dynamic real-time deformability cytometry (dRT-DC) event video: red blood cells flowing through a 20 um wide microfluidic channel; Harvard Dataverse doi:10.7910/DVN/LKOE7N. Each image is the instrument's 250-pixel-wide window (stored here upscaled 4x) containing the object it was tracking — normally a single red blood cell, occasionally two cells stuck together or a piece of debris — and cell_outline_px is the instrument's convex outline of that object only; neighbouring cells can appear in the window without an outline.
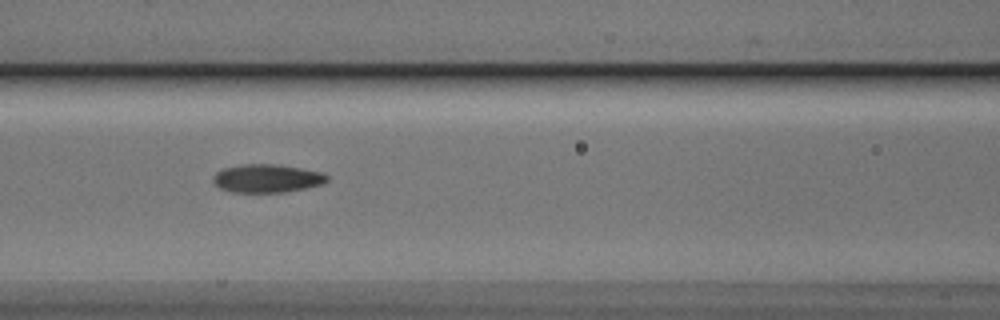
{"species": "Egyptian fruit bat (a non-hibernating species)", "species_latin": "Rousettus aegyptiacus", "temperature_condition": "cold", "stored_images_in_passage": 36, "camera_frame_rate_fps": 3000, "um_per_image_px": 0.085, "animal": {"sex": "male"}, "frame": {"image": 1, "passage_image": 8, "time_ms": 2.333, "image_size_px": [1000, 320], "cell_outline_px": [[328, 180], [324, 184], [308, 188], [284, 192], [232, 192], [220, 188], [212, 180], [216, 172], [224, 168], [244, 164], [272, 164], [300, 168], [320, 172], [328, 176]], "centroid_in_image_um": [22.71, 15.17], "position_along_channel_um": 143.9, "area_um2": 18.67}}
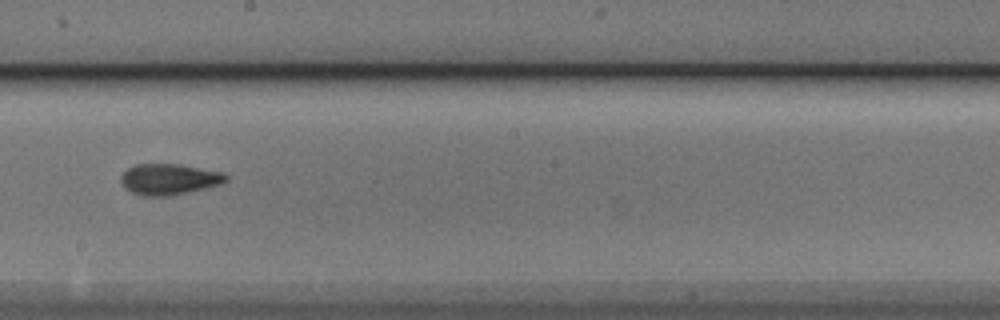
{"frame": {"image": 2, "passage_image": 15, "time_ms": 4.667, "image_size_px": [1000, 320], "cell_outline_px": [[228, 180], [220, 184], [188, 192], [168, 196], [140, 196], [124, 188], [120, 180], [120, 176], [128, 168], [136, 164], [180, 164], [224, 172], [228, 176]], "centroid_in_image_um": [14.36, 15.23], "position_along_channel_um": 233.8, "area_um2": 19.07}}
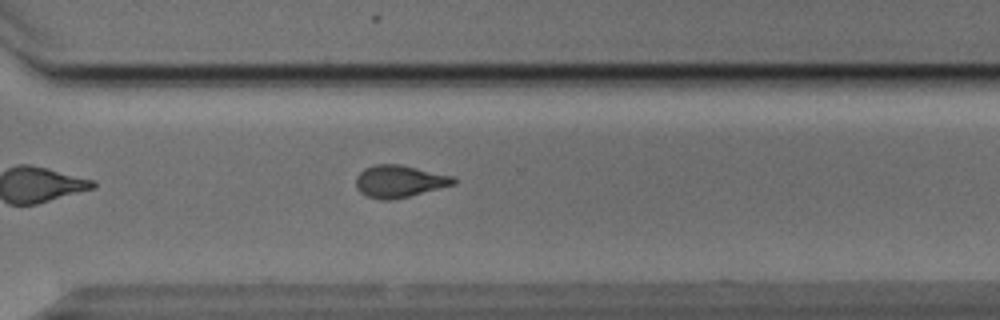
{"frame": {"image": 3, "passage_image": 23, "time_ms": 7.333, "image_size_px": [1000, 320], "cell_outline_px": [[456, 184], [408, 196], [388, 200], [384, 200], [368, 196], [360, 192], [356, 188], [356, 176], [364, 168], [376, 164], [400, 164], [452, 176], [456, 180]], "centroid_in_image_um": [33.92, 15.4], "position_along_channel_um": 336.7, "area_um2": 18.09}}